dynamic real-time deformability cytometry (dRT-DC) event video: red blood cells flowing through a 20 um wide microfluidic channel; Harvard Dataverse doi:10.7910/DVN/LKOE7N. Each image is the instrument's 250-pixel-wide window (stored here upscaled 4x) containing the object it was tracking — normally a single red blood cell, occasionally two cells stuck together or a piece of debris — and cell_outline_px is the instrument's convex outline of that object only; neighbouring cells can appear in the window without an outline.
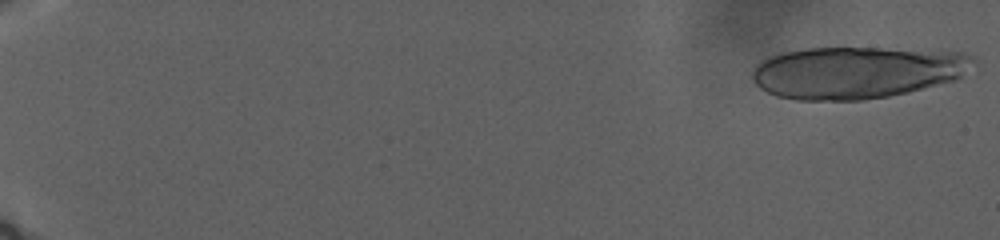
{"species": "human", "species_latin": "Homo sapiens", "temperature_condition": "warm", "stored_images_in_passage": 57, "camera_frame_rate_fps": 3000, "um_per_image_px": 0.085, "donor": {"sex": "male"}, "frame": {"image": 1, "passage_image": 1, "time_ms": 0.0, "image_size_px": [1000, 240], "cell_outline_px": [[976, 64], [956, 80], [908, 92], [888, 96], [864, 100], [796, 100], [776, 96], [760, 88], [752, 80], [752, 68], [760, 60], [768, 56], [780, 52], [808, 48], [880, 48], [964, 52], [972, 56], [976, 60]], "centroid_in_image_um": [72.8, 6.15], "position_along_channel_um": 12.2, "area_um2": 67.63}}